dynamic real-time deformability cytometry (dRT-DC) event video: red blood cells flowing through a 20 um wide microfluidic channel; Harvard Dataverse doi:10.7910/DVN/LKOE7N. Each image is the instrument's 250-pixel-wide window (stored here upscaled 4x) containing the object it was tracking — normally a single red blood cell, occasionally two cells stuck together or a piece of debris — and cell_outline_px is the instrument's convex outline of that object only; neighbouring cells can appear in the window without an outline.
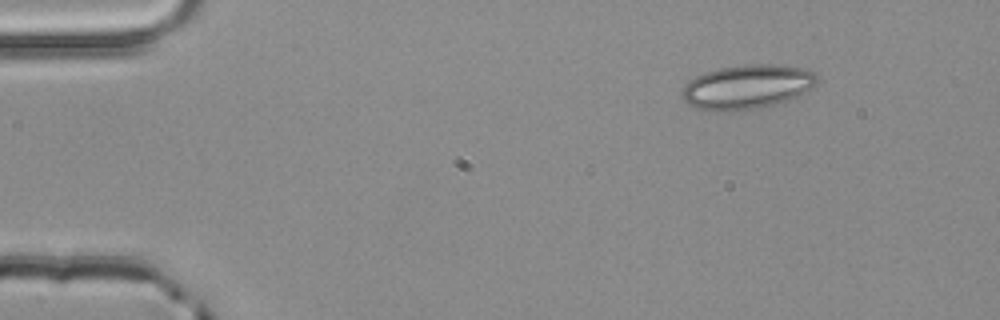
{"species": "common noctule bat (a hibernating species)", "species_latin": "Nyctalus noctula", "temperature_condition": "room temperature", "stored_images_in_passage": 2, "camera_frame_rate_fps": 3000, "um_per_image_px": 0.085, "animal": {"sex": "male", "body_mass_g": 20.4}, "frame": {"image": 1, "passage_image": 1, "time_ms": 0.0, "image_size_px": [1000, 320], "cell_outline_px": [[820, 76], [816, 84], [784, 104], [760, 108], [732, 112], [712, 112], [696, 108], [688, 104], [684, 100], [680, 92], [696, 76], [704, 72], [720, 68], [744, 64], [784, 64], [804, 68], [816, 72]], "centroid_in_image_um": [63.56, 7.4], "position_along_channel_um": 21.4, "area_um2": 35.66}}